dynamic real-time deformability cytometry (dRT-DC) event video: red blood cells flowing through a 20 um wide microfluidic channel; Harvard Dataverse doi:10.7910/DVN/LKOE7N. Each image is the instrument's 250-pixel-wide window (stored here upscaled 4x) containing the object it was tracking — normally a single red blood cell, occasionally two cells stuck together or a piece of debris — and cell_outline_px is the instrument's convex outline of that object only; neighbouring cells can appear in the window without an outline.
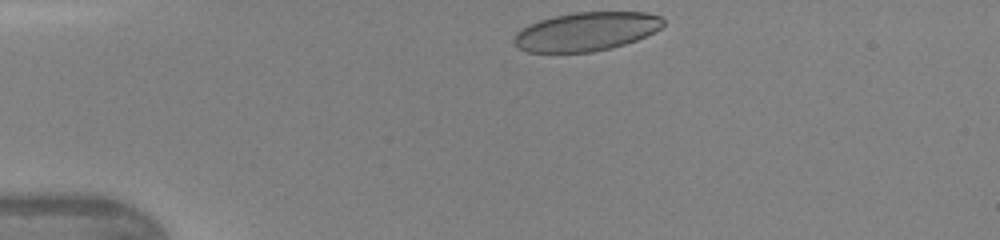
{"species": "human", "species_latin": "Homo sapiens", "temperature_condition": "warm", "stored_images_in_passage": 30, "camera_frame_rate_fps": 3000, "um_per_image_px": 0.085, "donor": {"sex": "female"}, "frame": {"image": 1, "passage_image": 1, "time_ms": 0.0, "image_size_px": [1000, 240], "cell_outline_px": [[664, 24], [660, 28], [636, 40], [624, 44], [592, 52], [528, 52], [520, 48], [512, 40], [516, 32], [528, 24], [552, 16], [576, 12], [644, 12], [660, 16], [664, 20]], "centroid_in_image_um": [49.8, 2.67], "position_along_channel_um": 35.2, "area_um2": 33.47}}
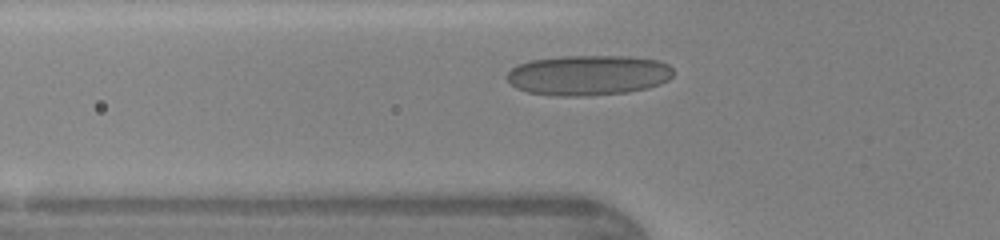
{"frame": {"image": 2, "passage_image": 7, "time_ms": 2.0, "image_size_px": [1000, 240], "cell_outline_px": [[672, 76], [668, 80], [660, 84], [648, 88], [628, 92], [584, 96], [556, 96], [528, 92], [516, 88], [504, 76], [512, 68], [520, 64], [532, 60], [564, 56], [624, 56], [656, 60], [668, 64], [672, 68]], "centroid_in_image_um": [50.0, 6.4], "position_along_channel_um": 75.8, "area_um2": 38.96}}
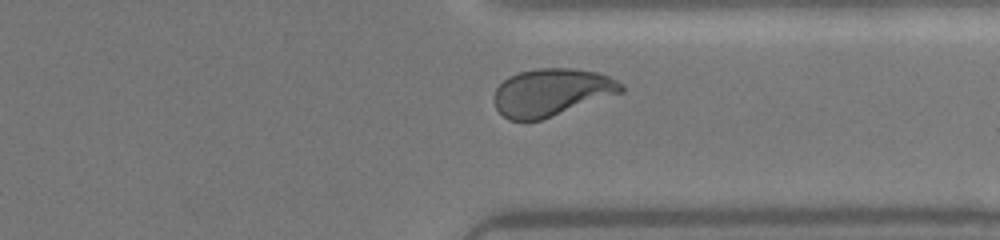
{"frame": {"image": 3, "passage_image": 26, "time_ms": 8.333, "image_size_px": [1000, 240], "cell_outline_px": [[624, 92], [540, 120], [508, 120], [496, 108], [496, 88], [508, 76], [520, 72], [536, 68], [572, 68], [596, 72], [608, 76], [624, 84]], "centroid_in_image_um": [46.91, 7.83], "position_along_channel_um": 364.5, "area_um2": 34.85}}